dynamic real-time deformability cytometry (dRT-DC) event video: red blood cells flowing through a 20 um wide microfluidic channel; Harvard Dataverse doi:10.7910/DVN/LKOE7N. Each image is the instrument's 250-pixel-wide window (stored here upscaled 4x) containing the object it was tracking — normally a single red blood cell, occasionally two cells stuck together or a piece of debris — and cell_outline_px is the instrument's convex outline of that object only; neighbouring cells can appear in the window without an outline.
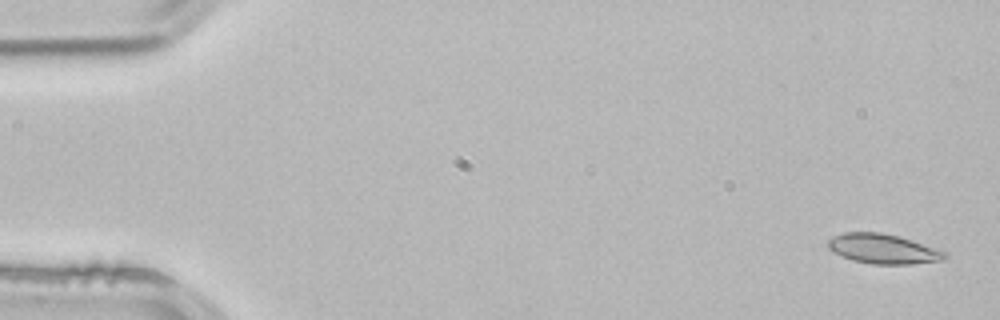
{"species": "common noctule bat (a hibernating species)", "species_latin": "Nyctalus noctula", "temperature_condition": "room temperature", "stored_images_in_passage": 4, "segment_of_instrument_passage": [2, 2], "camera_frame_rate_fps": 3000, "um_per_image_px": 0.085, "animal": {"sex": "male", "body_mass_g": 21.5, "forearm_length_mm": 52.0}, "frame": {"image": 1, "passage_image": 4, "time_ms": 1.0, "image_size_px": [1000, 320], "cell_outline_px": [[948, 256], [944, 260], [912, 264], [872, 264], [852, 260], [832, 252], [828, 248], [828, 240], [832, 236], [844, 232], [880, 232], [896, 236], [944, 252]], "centroid_in_image_um": [74.98, 21.16], "position_along_channel_um": 10.0, "area_um2": 19.88}}